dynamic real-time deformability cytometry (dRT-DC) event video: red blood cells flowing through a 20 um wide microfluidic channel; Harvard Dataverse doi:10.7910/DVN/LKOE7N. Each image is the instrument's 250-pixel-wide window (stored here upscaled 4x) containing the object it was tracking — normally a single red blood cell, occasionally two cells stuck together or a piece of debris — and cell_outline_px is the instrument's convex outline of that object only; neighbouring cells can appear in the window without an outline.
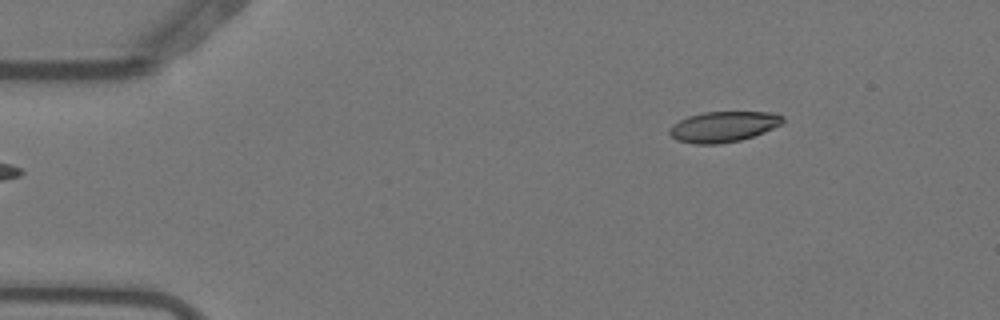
{"species": "Egyptian fruit bat (a non-hibernating species)", "species_latin": "Rousettus aegyptiacus", "temperature_condition": "warm", "stored_images_in_passage": 5, "camera_frame_rate_fps": 3000, "um_per_image_px": 0.085, "animal": {"sex": "female"}, "frame": {"image": 1, "passage_image": 5, "time_ms": 1.333, "image_size_px": [1000, 320], "cell_outline_px": [[784, 120], [780, 124], [764, 132], [740, 140], [720, 144], [696, 144], [676, 140], [668, 132], [668, 128], [672, 124], [688, 116], [704, 112], [772, 112], [784, 116]], "centroid_in_image_um": [61.46, 10.76], "position_along_channel_um": 23.5, "area_um2": 20.17}}